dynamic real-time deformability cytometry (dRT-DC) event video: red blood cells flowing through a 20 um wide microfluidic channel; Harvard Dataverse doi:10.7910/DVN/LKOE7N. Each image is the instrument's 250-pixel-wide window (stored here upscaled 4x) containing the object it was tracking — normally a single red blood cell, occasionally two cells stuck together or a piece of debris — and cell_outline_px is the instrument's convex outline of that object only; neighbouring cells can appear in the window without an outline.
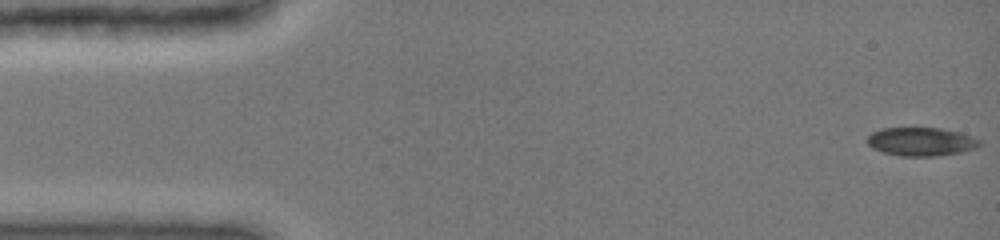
{"species": "common noctule bat (a hibernating species)", "species_latin": "Nyctalus noctula", "temperature_condition": "cold", "stored_images_in_passage": 48, "camera_frame_rate_fps": 3000, "um_per_image_px": 0.085, "animal": {"sex": "female", "body_mass_g": 19.0, "forearm_length_mm": 51.5}, "frame": {"image": 1, "passage_image": 1, "time_ms": 0.0, "image_size_px": [1000, 240], "cell_outline_px": [[980, 144], [976, 148], [960, 152], [936, 156], [900, 156], [884, 152], [872, 148], [868, 144], [868, 136], [872, 132], [880, 128], [940, 128], [960, 132], [972, 136], [980, 140]], "centroid_in_image_um": [78.29, 12.03], "position_along_channel_um": 6.7, "area_um2": 18.61}}
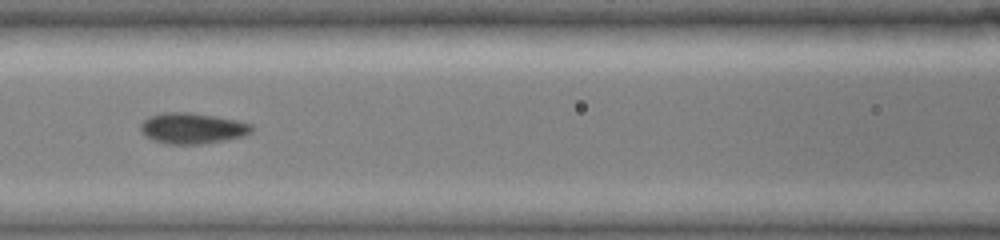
{"frame": {"image": 2, "passage_image": 21, "time_ms": 6.667, "image_size_px": [1000, 240], "cell_outline_px": [[252, 132], [244, 136], [224, 140], [200, 144], [168, 144], [152, 140], [144, 136], [140, 132], [140, 124], [148, 116], [164, 112], [188, 112], [216, 116], [236, 120], [252, 124]], "centroid_in_image_um": [16.31, 10.9], "position_along_channel_um": 150.3, "area_um2": 20.11}}
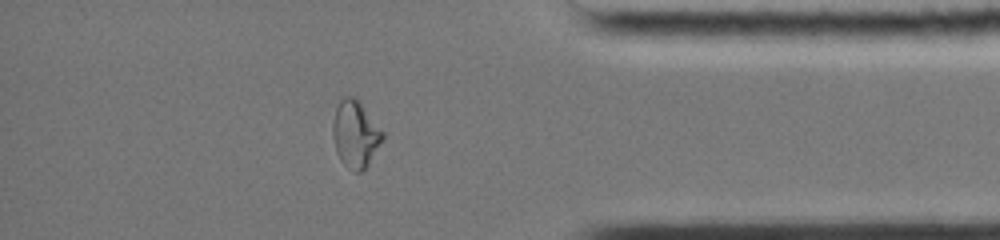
{"frame": {"image": 3, "passage_image": 41, "time_ms": 13.333, "image_size_px": [1000, 240], "cell_outline_px": [[384, 140], [368, 164], [360, 172], [356, 172], [344, 164], [340, 160], [336, 152], [332, 136], [332, 124], [336, 108], [340, 100], [344, 96], [352, 96], [360, 100], [384, 132]], "centroid_in_image_um": [30.21, 11.37], "position_along_channel_um": 405.0, "area_um2": 19.65}, "authors_computed_cell_mechanics": {"area_um2": 19.0451, "velocity_mm_per_s": 4.01, "shape_relaxation_time_tau1_ms": null, "shape_relaxation_time_tau2_ms": 1.6033, "deformation_change_tau1": null, "deformation_change_tau2": 0.0368}}